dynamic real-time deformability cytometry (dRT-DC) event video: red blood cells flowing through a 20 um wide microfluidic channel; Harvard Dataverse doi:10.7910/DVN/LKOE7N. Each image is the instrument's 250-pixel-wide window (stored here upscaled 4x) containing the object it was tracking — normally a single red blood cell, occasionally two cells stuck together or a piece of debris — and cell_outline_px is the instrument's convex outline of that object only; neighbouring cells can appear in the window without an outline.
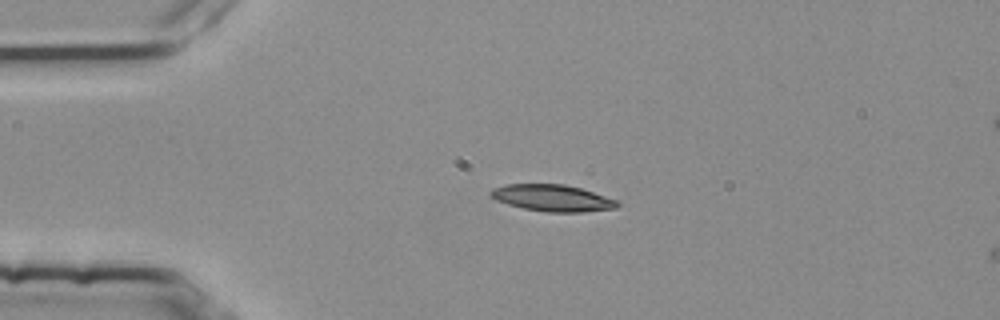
{"species": "common noctule bat (a hibernating species)", "species_latin": "Nyctalus noctula", "temperature_condition": "room temperature", "stored_images_in_passage": 3, "camera_frame_rate_fps": 3000, "um_per_image_px": 0.085, "animal": {"sex": "female", "body_mass_g": 25.1}, "frame": {"image": 1, "passage_image": 2, "time_ms": 0.333, "image_size_px": [1000, 320], "cell_outline_px": [[620, 204], [616, 208], [584, 212], [548, 212], [524, 208], [508, 204], [496, 200], [488, 196], [488, 192], [492, 188], [504, 184], [564, 184], [580, 188], [616, 200]], "centroid_in_image_um": [46.89, 16.82], "position_along_channel_um": 38.1, "area_um2": 19.65}}